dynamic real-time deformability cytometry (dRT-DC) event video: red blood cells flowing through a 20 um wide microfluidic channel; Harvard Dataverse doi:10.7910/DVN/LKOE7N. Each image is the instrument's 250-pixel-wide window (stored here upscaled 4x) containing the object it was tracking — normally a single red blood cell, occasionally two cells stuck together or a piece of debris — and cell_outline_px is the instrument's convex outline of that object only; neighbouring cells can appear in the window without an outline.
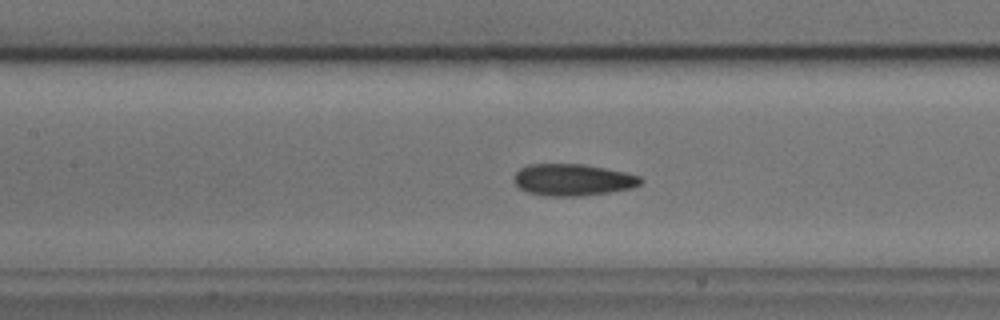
{"species": "common noctule bat (a hibernating species)", "species_latin": "Nyctalus noctula", "temperature_condition": "cold", "stored_images_in_passage": 39, "camera_frame_rate_fps": 3000, "um_per_image_px": 0.085, "animal": {"sex": "male", "body_mass_g": 17.9, "forearm_length_mm": 54.2}, "frame": {"image": 1, "passage_image": 9, "time_ms": 2.667, "image_size_px": [1000, 320], "cell_outline_px": [[644, 180], [640, 184], [632, 188], [608, 192], [580, 196], [544, 196], [528, 192], [520, 188], [512, 180], [516, 172], [520, 168], [528, 164], [584, 164], [624, 172], [640, 176]], "centroid_in_image_um": [48.67, 15.28], "position_along_channel_um": 158.7, "area_um2": 23.47}}
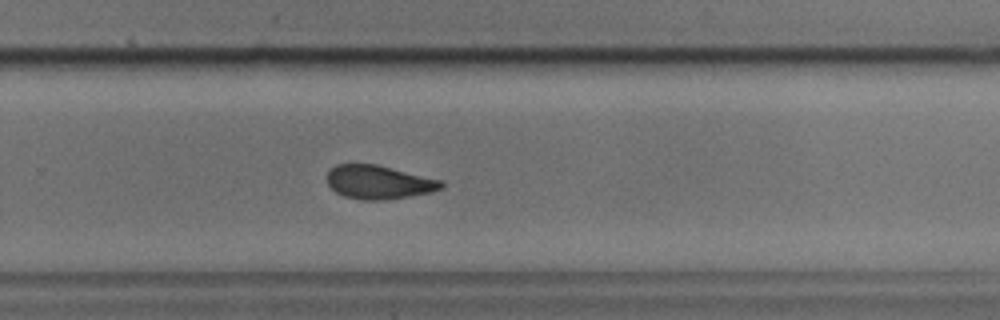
{"frame": {"image": 2, "passage_image": 20, "time_ms": 6.333, "image_size_px": [1000, 320], "cell_outline_px": [[444, 184], [440, 188], [432, 192], [388, 200], [364, 200], [344, 196], [336, 192], [328, 184], [328, 172], [336, 164], [376, 164], [444, 180]], "centroid_in_image_um": [32.23, 15.48], "position_along_channel_um": 297.6, "area_um2": 22.43}}
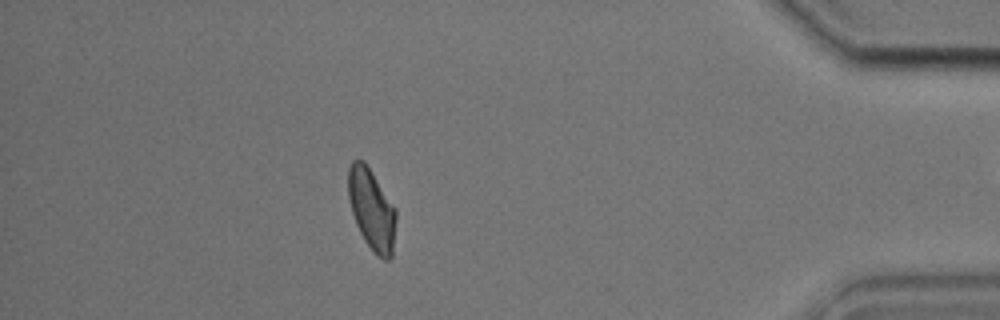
{"frame": {"image": 3, "passage_image": 32, "time_ms": 10.333, "image_size_px": [1000, 320], "cell_outline_px": [[396, 220], [392, 256], [388, 260], [384, 260], [376, 256], [364, 240], [356, 224], [352, 212], [348, 196], [348, 168], [352, 160], [364, 160], [396, 208]], "centroid_in_image_um": [31.6, 17.81], "position_along_channel_um": 403.6, "area_um2": 22.72}}